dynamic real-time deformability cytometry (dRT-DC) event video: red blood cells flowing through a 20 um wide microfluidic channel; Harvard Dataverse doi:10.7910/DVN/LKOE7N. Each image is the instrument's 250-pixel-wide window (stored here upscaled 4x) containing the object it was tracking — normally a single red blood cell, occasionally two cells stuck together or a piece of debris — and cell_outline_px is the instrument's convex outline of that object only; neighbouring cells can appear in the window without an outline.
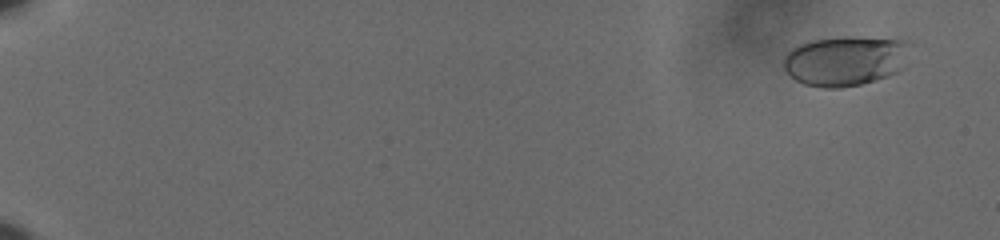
{"species": "human", "species_latin": "Homo sapiens", "temperature_condition": "cold", "stored_images_in_passage": 60, "camera_frame_rate_fps": 3000, "um_per_image_px": 0.085, "donor": {"sex": "male"}, "frame": {"image": 1, "passage_image": 4, "time_ms": 1.0, "image_size_px": [1000, 240], "cell_outline_px": [[912, 44], [900, 68], [896, 72], [888, 76], [876, 80], [860, 84], [840, 88], [824, 88], [804, 84], [796, 80], [784, 68], [784, 56], [792, 48], [808, 40], [844, 36], [852, 36], [908, 40]], "centroid_in_image_um": [71.85, 5.14], "position_along_channel_um": 13.1, "area_um2": 36.93}}
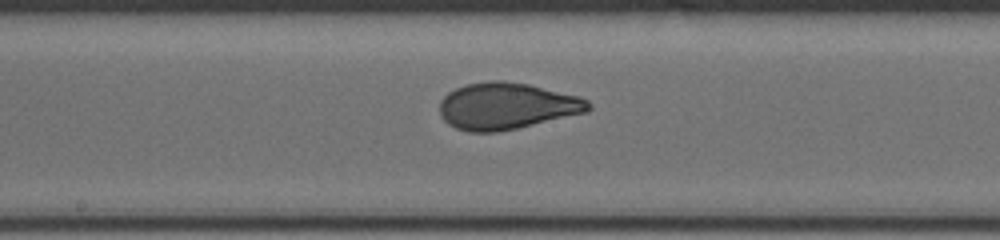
{"frame": {"image": 2, "passage_image": 36, "time_ms": 11.667, "image_size_px": [1000, 240], "cell_outline_px": [[592, 108], [588, 112], [516, 128], [496, 132], [468, 132], [456, 128], [448, 124], [440, 116], [440, 100], [448, 92], [464, 84], [488, 80], [504, 80], [528, 84], [580, 96], [588, 100], [592, 104]], "centroid_in_image_um": [43.07, 9.0], "position_along_channel_um": 205.1, "area_um2": 40.75}}
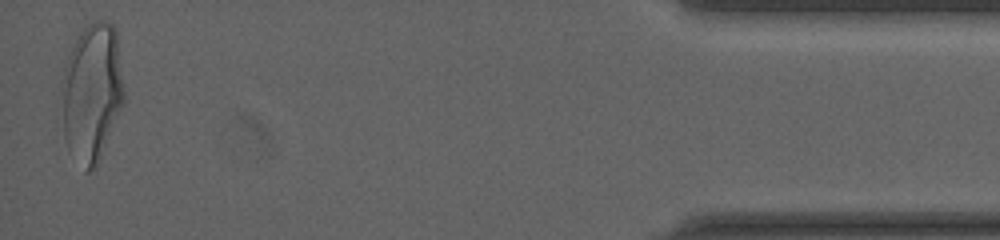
{"frame": {"image": 3, "passage_image": 60, "time_ms": 19.667, "image_size_px": [1000, 240], "cell_outline_px": [[124, 104], [96, 168], [88, 172], [84, 172], [68, 148], [64, 136], [64, 68], [68, 56], [80, 28], [96, 20], [104, 20], [112, 24], [116, 32], [124, 88]], "centroid_in_image_um": [7.85, 7.86], "position_along_channel_um": 427.4, "area_um2": 50.0}, "authors_computed_cell_mechanics": {"area_um2": 39.7375, "velocity_mm_per_s": 3.6351, "shape_relaxation_time_tau1_ms": 6.0303, "shape_relaxation_time_tau2_ms": null, "deformation_change_tau1": 0.2041, "deformation_change_tau2": null}}